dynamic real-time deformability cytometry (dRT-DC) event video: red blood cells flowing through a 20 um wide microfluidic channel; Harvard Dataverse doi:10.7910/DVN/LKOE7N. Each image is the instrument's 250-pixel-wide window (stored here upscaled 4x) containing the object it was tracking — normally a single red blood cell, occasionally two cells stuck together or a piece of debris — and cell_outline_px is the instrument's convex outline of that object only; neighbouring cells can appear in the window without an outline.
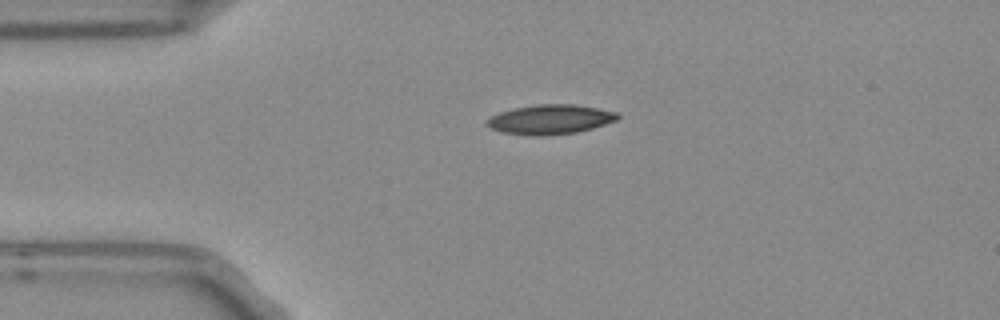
{"species": "Egyptian fruit bat (a non-hibernating species)", "species_latin": "Rousettus aegyptiacus", "temperature_condition": "room temperature", "stored_images_in_passage": 4, "camera_frame_rate_fps": 3000, "um_per_image_px": 0.085, "frame": {"image": 1, "passage_image": 4, "time_ms": 1.0, "image_size_px": [1000, 320], "cell_outline_px": [[620, 116], [616, 120], [592, 128], [576, 132], [544, 136], [532, 136], [500, 132], [484, 124], [492, 116], [500, 112], [512, 108], [536, 104], [572, 104], [620, 112]], "centroid_in_image_um": [46.76, 10.15], "position_along_channel_um": 38.2, "area_um2": 22.54}}